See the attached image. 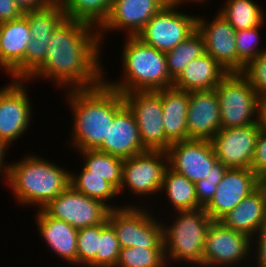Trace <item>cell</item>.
<instances>
[{"mask_svg":"<svg viewBox=\"0 0 266 267\" xmlns=\"http://www.w3.org/2000/svg\"><path fill=\"white\" fill-rule=\"evenodd\" d=\"M102 48L98 28L65 18L49 38L45 61L26 80L49 79L64 91L97 87L104 81Z\"/></svg>","mask_w":266,"mask_h":267,"instance_id":"obj_1","label":"cell"},{"mask_svg":"<svg viewBox=\"0 0 266 267\" xmlns=\"http://www.w3.org/2000/svg\"><path fill=\"white\" fill-rule=\"evenodd\" d=\"M64 97L73 115L72 136L68 139L71 148L97 150L107 139L116 112L125 104L122 93L103 81L94 88L66 90Z\"/></svg>","mask_w":266,"mask_h":267,"instance_id":"obj_2","label":"cell"},{"mask_svg":"<svg viewBox=\"0 0 266 267\" xmlns=\"http://www.w3.org/2000/svg\"><path fill=\"white\" fill-rule=\"evenodd\" d=\"M22 159L9 162L5 184L21 206L42 209L70 186L67 167L28 153ZM66 169V170H65Z\"/></svg>","mask_w":266,"mask_h":267,"instance_id":"obj_3","label":"cell"},{"mask_svg":"<svg viewBox=\"0 0 266 267\" xmlns=\"http://www.w3.org/2000/svg\"><path fill=\"white\" fill-rule=\"evenodd\" d=\"M122 49V73L119 80L104 82L120 93L159 91L173 86L165 53L145 44L137 36H126Z\"/></svg>","mask_w":266,"mask_h":267,"instance_id":"obj_4","label":"cell"},{"mask_svg":"<svg viewBox=\"0 0 266 267\" xmlns=\"http://www.w3.org/2000/svg\"><path fill=\"white\" fill-rule=\"evenodd\" d=\"M174 214L171 224L162 222L167 265L184 261L183 265L190 263L193 267L195 264L203 267L204 241L213 220L204 208L179 210Z\"/></svg>","mask_w":266,"mask_h":267,"instance_id":"obj_5","label":"cell"},{"mask_svg":"<svg viewBox=\"0 0 266 267\" xmlns=\"http://www.w3.org/2000/svg\"><path fill=\"white\" fill-rule=\"evenodd\" d=\"M220 105L221 128L260 122V97L241 73H228L215 87Z\"/></svg>","mask_w":266,"mask_h":267,"instance_id":"obj_6","label":"cell"},{"mask_svg":"<svg viewBox=\"0 0 266 267\" xmlns=\"http://www.w3.org/2000/svg\"><path fill=\"white\" fill-rule=\"evenodd\" d=\"M135 204H122V208L112 209L108 215L107 221L113 227L121 248H164L162 220L155 219L157 217L149 208Z\"/></svg>","mask_w":266,"mask_h":267,"instance_id":"obj_7","label":"cell"},{"mask_svg":"<svg viewBox=\"0 0 266 267\" xmlns=\"http://www.w3.org/2000/svg\"><path fill=\"white\" fill-rule=\"evenodd\" d=\"M168 167L166 151L147 150L123 161L122 183L118 194L125 188L138 198L160 195L163 176Z\"/></svg>","mask_w":266,"mask_h":267,"instance_id":"obj_8","label":"cell"},{"mask_svg":"<svg viewBox=\"0 0 266 267\" xmlns=\"http://www.w3.org/2000/svg\"><path fill=\"white\" fill-rule=\"evenodd\" d=\"M165 6L155 14L137 35L145 44L168 52L197 30V16Z\"/></svg>","mask_w":266,"mask_h":267,"instance_id":"obj_9","label":"cell"},{"mask_svg":"<svg viewBox=\"0 0 266 267\" xmlns=\"http://www.w3.org/2000/svg\"><path fill=\"white\" fill-rule=\"evenodd\" d=\"M136 120L146 150L166 151L172 144L165 135L161 97L155 91L122 94Z\"/></svg>","mask_w":266,"mask_h":267,"instance_id":"obj_10","label":"cell"},{"mask_svg":"<svg viewBox=\"0 0 266 267\" xmlns=\"http://www.w3.org/2000/svg\"><path fill=\"white\" fill-rule=\"evenodd\" d=\"M252 238L213 221L203 247V267H230L252 256ZM251 251V252H250ZM250 253V254H249Z\"/></svg>","mask_w":266,"mask_h":267,"instance_id":"obj_11","label":"cell"},{"mask_svg":"<svg viewBox=\"0 0 266 267\" xmlns=\"http://www.w3.org/2000/svg\"><path fill=\"white\" fill-rule=\"evenodd\" d=\"M11 81L0 88V140L9 148L34 121H31L32 105L25 85L30 83L27 80Z\"/></svg>","mask_w":266,"mask_h":267,"instance_id":"obj_12","label":"cell"},{"mask_svg":"<svg viewBox=\"0 0 266 267\" xmlns=\"http://www.w3.org/2000/svg\"><path fill=\"white\" fill-rule=\"evenodd\" d=\"M42 210L48 216L80 229L105 222L111 209L99 200L79 193L70 185Z\"/></svg>","mask_w":266,"mask_h":267,"instance_id":"obj_13","label":"cell"},{"mask_svg":"<svg viewBox=\"0 0 266 267\" xmlns=\"http://www.w3.org/2000/svg\"><path fill=\"white\" fill-rule=\"evenodd\" d=\"M261 123L221 128L210 140L217 158L227 168L251 169Z\"/></svg>","mask_w":266,"mask_h":267,"instance_id":"obj_14","label":"cell"},{"mask_svg":"<svg viewBox=\"0 0 266 267\" xmlns=\"http://www.w3.org/2000/svg\"><path fill=\"white\" fill-rule=\"evenodd\" d=\"M168 167L194 184L205 179L217 161L210 140L189 139L172 143L166 150Z\"/></svg>","mask_w":266,"mask_h":267,"instance_id":"obj_15","label":"cell"},{"mask_svg":"<svg viewBox=\"0 0 266 267\" xmlns=\"http://www.w3.org/2000/svg\"><path fill=\"white\" fill-rule=\"evenodd\" d=\"M165 0H112L110 15L98 29L103 46L106 32L125 31L128 36H137L146 23L164 8Z\"/></svg>","mask_w":266,"mask_h":267,"instance_id":"obj_16","label":"cell"},{"mask_svg":"<svg viewBox=\"0 0 266 267\" xmlns=\"http://www.w3.org/2000/svg\"><path fill=\"white\" fill-rule=\"evenodd\" d=\"M212 21L197 17V31L204 40L205 53L216 60L228 73H238L236 30L219 12Z\"/></svg>","mask_w":266,"mask_h":267,"instance_id":"obj_17","label":"cell"},{"mask_svg":"<svg viewBox=\"0 0 266 267\" xmlns=\"http://www.w3.org/2000/svg\"><path fill=\"white\" fill-rule=\"evenodd\" d=\"M262 180L251 169L228 168L211 201L204 207L213 221L233 210Z\"/></svg>","mask_w":266,"mask_h":267,"instance_id":"obj_18","label":"cell"},{"mask_svg":"<svg viewBox=\"0 0 266 267\" xmlns=\"http://www.w3.org/2000/svg\"><path fill=\"white\" fill-rule=\"evenodd\" d=\"M186 122L188 140H211L216 135L221 119L215 89L189 92Z\"/></svg>","mask_w":266,"mask_h":267,"instance_id":"obj_19","label":"cell"},{"mask_svg":"<svg viewBox=\"0 0 266 267\" xmlns=\"http://www.w3.org/2000/svg\"><path fill=\"white\" fill-rule=\"evenodd\" d=\"M31 36L27 18L0 24V69L11 80H23V59Z\"/></svg>","mask_w":266,"mask_h":267,"instance_id":"obj_20","label":"cell"},{"mask_svg":"<svg viewBox=\"0 0 266 267\" xmlns=\"http://www.w3.org/2000/svg\"><path fill=\"white\" fill-rule=\"evenodd\" d=\"M122 159L146 152L133 113L124 104L115 114L107 132V139L97 149Z\"/></svg>","mask_w":266,"mask_h":267,"instance_id":"obj_21","label":"cell"},{"mask_svg":"<svg viewBox=\"0 0 266 267\" xmlns=\"http://www.w3.org/2000/svg\"><path fill=\"white\" fill-rule=\"evenodd\" d=\"M223 226L253 238L266 225V187L261 183L233 210L218 220Z\"/></svg>","mask_w":266,"mask_h":267,"instance_id":"obj_22","label":"cell"},{"mask_svg":"<svg viewBox=\"0 0 266 267\" xmlns=\"http://www.w3.org/2000/svg\"><path fill=\"white\" fill-rule=\"evenodd\" d=\"M36 212L37 231L46 246H49L52 253L54 252L68 264L77 266L78 229L63 220L48 216L42 209H38Z\"/></svg>","mask_w":266,"mask_h":267,"instance_id":"obj_23","label":"cell"},{"mask_svg":"<svg viewBox=\"0 0 266 267\" xmlns=\"http://www.w3.org/2000/svg\"><path fill=\"white\" fill-rule=\"evenodd\" d=\"M227 74L225 68L205 53L186 65L172 87L186 92L212 90Z\"/></svg>","mask_w":266,"mask_h":267,"instance_id":"obj_24","label":"cell"},{"mask_svg":"<svg viewBox=\"0 0 266 267\" xmlns=\"http://www.w3.org/2000/svg\"><path fill=\"white\" fill-rule=\"evenodd\" d=\"M155 92L161 97L162 119L166 138L171 143L188 140L186 116L189 92L174 87Z\"/></svg>","mask_w":266,"mask_h":267,"instance_id":"obj_25","label":"cell"},{"mask_svg":"<svg viewBox=\"0 0 266 267\" xmlns=\"http://www.w3.org/2000/svg\"><path fill=\"white\" fill-rule=\"evenodd\" d=\"M161 193H165L174 211L201 208L198 205L195 184L169 167L164 172Z\"/></svg>","mask_w":266,"mask_h":267,"instance_id":"obj_26","label":"cell"},{"mask_svg":"<svg viewBox=\"0 0 266 267\" xmlns=\"http://www.w3.org/2000/svg\"><path fill=\"white\" fill-rule=\"evenodd\" d=\"M66 18L100 28L110 15L112 0H56Z\"/></svg>","mask_w":266,"mask_h":267,"instance_id":"obj_27","label":"cell"},{"mask_svg":"<svg viewBox=\"0 0 266 267\" xmlns=\"http://www.w3.org/2000/svg\"><path fill=\"white\" fill-rule=\"evenodd\" d=\"M88 175H97L112 184L117 190L122 183L124 159L99 150L77 151ZM85 162V163H84Z\"/></svg>","mask_w":266,"mask_h":267,"instance_id":"obj_28","label":"cell"},{"mask_svg":"<svg viewBox=\"0 0 266 267\" xmlns=\"http://www.w3.org/2000/svg\"><path fill=\"white\" fill-rule=\"evenodd\" d=\"M253 0H226L218 12L236 30L253 28L265 23V13Z\"/></svg>","mask_w":266,"mask_h":267,"instance_id":"obj_29","label":"cell"},{"mask_svg":"<svg viewBox=\"0 0 266 267\" xmlns=\"http://www.w3.org/2000/svg\"><path fill=\"white\" fill-rule=\"evenodd\" d=\"M82 168L79 170L80 173L70 171V185L79 193L104 203L111 210L122 208V206L118 207L110 202L117 198L118 190L100 176L88 175V170L84 166Z\"/></svg>","mask_w":266,"mask_h":267,"instance_id":"obj_30","label":"cell"},{"mask_svg":"<svg viewBox=\"0 0 266 267\" xmlns=\"http://www.w3.org/2000/svg\"><path fill=\"white\" fill-rule=\"evenodd\" d=\"M205 54L204 40L196 30L175 48L165 53L167 69L173 81L183 72L186 65Z\"/></svg>","mask_w":266,"mask_h":267,"instance_id":"obj_31","label":"cell"},{"mask_svg":"<svg viewBox=\"0 0 266 267\" xmlns=\"http://www.w3.org/2000/svg\"><path fill=\"white\" fill-rule=\"evenodd\" d=\"M29 24L31 36L38 41H49L53 31L66 18L64 11L56 0L45 7L23 14Z\"/></svg>","mask_w":266,"mask_h":267,"instance_id":"obj_32","label":"cell"},{"mask_svg":"<svg viewBox=\"0 0 266 267\" xmlns=\"http://www.w3.org/2000/svg\"><path fill=\"white\" fill-rule=\"evenodd\" d=\"M164 248L125 247L115 267H168Z\"/></svg>","mask_w":266,"mask_h":267,"instance_id":"obj_33","label":"cell"},{"mask_svg":"<svg viewBox=\"0 0 266 267\" xmlns=\"http://www.w3.org/2000/svg\"><path fill=\"white\" fill-rule=\"evenodd\" d=\"M121 246L113 227L106 220L101 223L99 236V250L96 258L87 267H115L120 254Z\"/></svg>","mask_w":266,"mask_h":267,"instance_id":"obj_34","label":"cell"},{"mask_svg":"<svg viewBox=\"0 0 266 267\" xmlns=\"http://www.w3.org/2000/svg\"><path fill=\"white\" fill-rule=\"evenodd\" d=\"M266 25L262 23L259 26L236 31V50L238 54V73H241L245 66L258 55L266 50V47L259 49L260 28Z\"/></svg>","mask_w":266,"mask_h":267,"instance_id":"obj_35","label":"cell"},{"mask_svg":"<svg viewBox=\"0 0 266 267\" xmlns=\"http://www.w3.org/2000/svg\"><path fill=\"white\" fill-rule=\"evenodd\" d=\"M101 224L78 229L77 232V266H88L99 250Z\"/></svg>","mask_w":266,"mask_h":267,"instance_id":"obj_36","label":"cell"},{"mask_svg":"<svg viewBox=\"0 0 266 267\" xmlns=\"http://www.w3.org/2000/svg\"><path fill=\"white\" fill-rule=\"evenodd\" d=\"M227 167L220 161L212 166L211 173L201 181L195 183L198 205L204 208L215 194L217 185L223 179Z\"/></svg>","mask_w":266,"mask_h":267,"instance_id":"obj_37","label":"cell"},{"mask_svg":"<svg viewBox=\"0 0 266 267\" xmlns=\"http://www.w3.org/2000/svg\"><path fill=\"white\" fill-rule=\"evenodd\" d=\"M257 95H266V50L250 61L241 72Z\"/></svg>","mask_w":266,"mask_h":267,"instance_id":"obj_38","label":"cell"},{"mask_svg":"<svg viewBox=\"0 0 266 267\" xmlns=\"http://www.w3.org/2000/svg\"><path fill=\"white\" fill-rule=\"evenodd\" d=\"M49 41L31 38L23 59V80H26L46 58Z\"/></svg>","mask_w":266,"mask_h":267,"instance_id":"obj_39","label":"cell"},{"mask_svg":"<svg viewBox=\"0 0 266 267\" xmlns=\"http://www.w3.org/2000/svg\"><path fill=\"white\" fill-rule=\"evenodd\" d=\"M251 170L263 180L266 177V128L261 126Z\"/></svg>","mask_w":266,"mask_h":267,"instance_id":"obj_40","label":"cell"},{"mask_svg":"<svg viewBox=\"0 0 266 267\" xmlns=\"http://www.w3.org/2000/svg\"><path fill=\"white\" fill-rule=\"evenodd\" d=\"M254 236L255 237L252 238L253 247H251V249H255V253H252V258L254 261L257 260V262L255 261L256 267H266V225L262 227ZM254 254L256 259L254 258Z\"/></svg>","mask_w":266,"mask_h":267,"instance_id":"obj_41","label":"cell"},{"mask_svg":"<svg viewBox=\"0 0 266 267\" xmlns=\"http://www.w3.org/2000/svg\"><path fill=\"white\" fill-rule=\"evenodd\" d=\"M23 14L14 0H0V24L18 19Z\"/></svg>","mask_w":266,"mask_h":267,"instance_id":"obj_42","label":"cell"},{"mask_svg":"<svg viewBox=\"0 0 266 267\" xmlns=\"http://www.w3.org/2000/svg\"><path fill=\"white\" fill-rule=\"evenodd\" d=\"M52 0H14L19 9L25 13L45 7Z\"/></svg>","mask_w":266,"mask_h":267,"instance_id":"obj_43","label":"cell"},{"mask_svg":"<svg viewBox=\"0 0 266 267\" xmlns=\"http://www.w3.org/2000/svg\"><path fill=\"white\" fill-rule=\"evenodd\" d=\"M8 146H6L1 140H0V178H3V182L6 180L7 170H8V161L6 162V153L8 151Z\"/></svg>","mask_w":266,"mask_h":267,"instance_id":"obj_44","label":"cell"},{"mask_svg":"<svg viewBox=\"0 0 266 267\" xmlns=\"http://www.w3.org/2000/svg\"><path fill=\"white\" fill-rule=\"evenodd\" d=\"M206 1L208 2V0H165V5L170 6V7L180 8L179 6H183L184 4L186 5V3H189V2L202 4V3H206Z\"/></svg>","mask_w":266,"mask_h":267,"instance_id":"obj_45","label":"cell"},{"mask_svg":"<svg viewBox=\"0 0 266 267\" xmlns=\"http://www.w3.org/2000/svg\"><path fill=\"white\" fill-rule=\"evenodd\" d=\"M260 122L266 128V95L260 98Z\"/></svg>","mask_w":266,"mask_h":267,"instance_id":"obj_46","label":"cell"},{"mask_svg":"<svg viewBox=\"0 0 266 267\" xmlns=\"http://www.w3.org/2000/svg\"><path fill=\"white\" fill-rule=\"evenodd\" d=\"M262 183L265 185L266 187V177L262 180Z\"/></svg>","mask_w":266,"mask_h":267,"instance_id":"obj_47","label":"cell"}]
</instances>
